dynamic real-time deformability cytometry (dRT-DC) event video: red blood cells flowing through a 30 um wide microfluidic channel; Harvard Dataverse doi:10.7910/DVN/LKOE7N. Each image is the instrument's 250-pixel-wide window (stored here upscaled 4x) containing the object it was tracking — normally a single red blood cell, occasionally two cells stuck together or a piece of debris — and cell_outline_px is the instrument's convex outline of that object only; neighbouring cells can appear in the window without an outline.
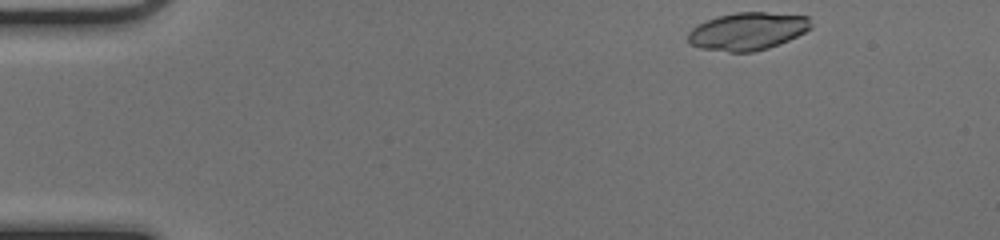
{"species": "common noctule bat (a hibernating species)", "species_latin": "Nyctalus noctula", "temperature_condition": "cold", "stored_images_in_passage": 4, "camera_frame_rate_fps": 3000, "um_per_image_px": 0.085, "animal": {"sex": "female", "body_mass_g": 17.0, "forearm_length_mm": 48.0}, "frame": {"image": 1, "passage_image": 1, "time_ms": 0.0, "image_size_px": [1000, 240], "cell_outline_px": [[812, 28], [788, 40], [768, 48], [752, 52], [728, 52], [700, 48], [688, 44], [688, 32], [696, 24], [716, 16], [736, 12], [764, 12], [808, 16], [812, 24]], "centroid_in_image_um": [63.5, 2.65], "position_along_channel_um": 21.5, "area_um2": 27.17}}